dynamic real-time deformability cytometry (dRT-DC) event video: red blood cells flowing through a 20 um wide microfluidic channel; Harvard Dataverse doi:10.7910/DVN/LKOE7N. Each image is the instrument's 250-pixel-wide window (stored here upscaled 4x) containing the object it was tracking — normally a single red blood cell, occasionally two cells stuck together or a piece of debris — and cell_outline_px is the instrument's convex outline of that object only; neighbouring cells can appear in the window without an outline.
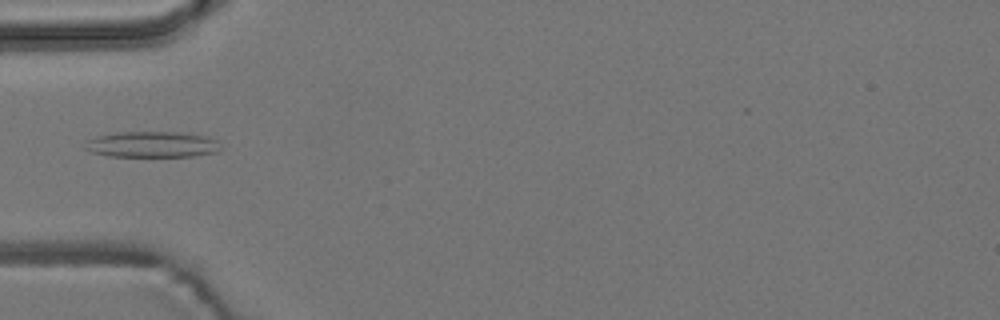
{"species": "common noctule bat (a hibernating species)", "species_latin": "Nyctalus noctula", "temperature_condition": "room temperature", "stored_images_in_passage": 3, "camera_frame_rate_fps": 3000, "um_per_image_px": 0.085, "animal": {"sex": "male", "body_mass_g": 19.2, "forearm_length_mm": 51.8}, "frame": {"image": 1, "passage_image": 3, "time_ms": 2.333, "image_size_px": [1000, 320], "cell_outline_px": [[220, 148], [216, 152], [192, 156], [108, 156], [92, 152], [84, 148], [88, 140], [96, 136], [116, 132], [180, 132], [208, 136], [216, 140]], "centroid_in_image_um": [12.92, 12.27], "position_along_channel_um": 72.1, "area_um2": 20.4}}